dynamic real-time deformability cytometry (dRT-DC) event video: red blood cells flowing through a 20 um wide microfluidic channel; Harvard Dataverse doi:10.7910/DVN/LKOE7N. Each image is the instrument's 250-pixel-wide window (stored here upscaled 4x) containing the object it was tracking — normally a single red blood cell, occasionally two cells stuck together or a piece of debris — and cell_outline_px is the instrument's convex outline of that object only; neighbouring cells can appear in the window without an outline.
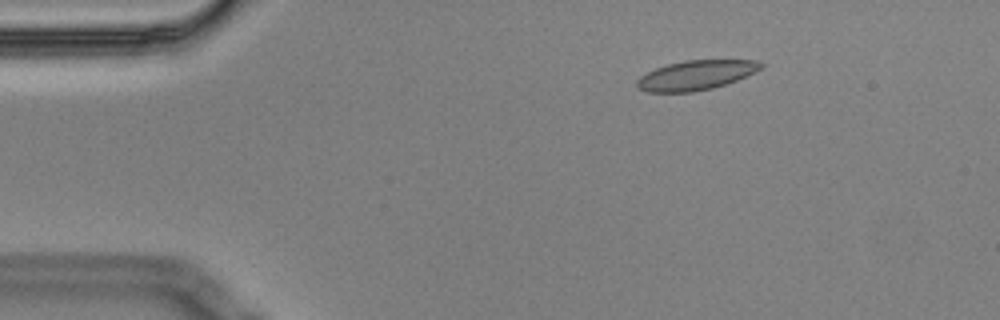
{"species": "Egyptian fruit bat (a non-hibernating species)", "species_latin": "Rousettus aegyptiacus", "temperature_condition": "cold", "stored_images_in_passage": 4, "camera_frame_rate_fps": 3000, "um_per_image_px": 0.085, "animal": {"sex": "male"}, "frame": {"image": 1, "passage_image": 2, "time_ms": 0.333, "image_size_px": [1000, 320], "cell_outline_px": [[764, 68], [756, 72], [736, 80], [712, 88], [692, 92], [648, 92], [636, 88], [636, 80], [640, 76], [656, 68], [668, 64], [684, 60], [756, 60], [764, 64]], "centroid_in_image_um": [59.15, 6.39], "position_along_channel_um": 25.8, "area_um2": 21.39}}